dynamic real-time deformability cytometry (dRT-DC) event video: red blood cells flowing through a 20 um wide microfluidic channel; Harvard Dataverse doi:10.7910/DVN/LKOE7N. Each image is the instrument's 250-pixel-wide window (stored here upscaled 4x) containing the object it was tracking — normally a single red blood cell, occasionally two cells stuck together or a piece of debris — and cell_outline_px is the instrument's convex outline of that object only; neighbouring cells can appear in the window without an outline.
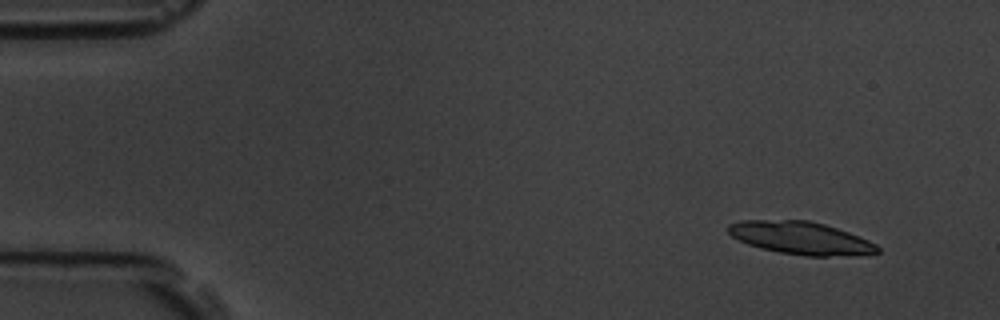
{"species": "common noctule bat (a hibernating species)", "species_latin": "Nyctalus noctula", "temperature_condition": "room temperature", "stored_images_in_passage": 9, "segment_of_instrument_passage": [1, 2], "camera_frame_rate_fps": 3000, "um_per_image_px": 0.085, "animal": {"sex": "male", "body_mass_g": 19.5, "forearm_length_mm": 54.6}, "frame": {"image": 1, "passage_image": 2, "time_ms": 0.333, "image_size_px": [1000, 320], "cell_outline_px": [[880, 252], [848, 256], [804, 256], [780, 252], [748, 244], [732, 236], [724, 228], [728, 224], [744, 220], [808, 220], [824, 224], [848, 232], [868, 240], [876, 244], [880, 248]], "centroid_in_image_um": [68.07, 20.23], "position_along_channel_um": 16.9, "area_um2": 28.32}}